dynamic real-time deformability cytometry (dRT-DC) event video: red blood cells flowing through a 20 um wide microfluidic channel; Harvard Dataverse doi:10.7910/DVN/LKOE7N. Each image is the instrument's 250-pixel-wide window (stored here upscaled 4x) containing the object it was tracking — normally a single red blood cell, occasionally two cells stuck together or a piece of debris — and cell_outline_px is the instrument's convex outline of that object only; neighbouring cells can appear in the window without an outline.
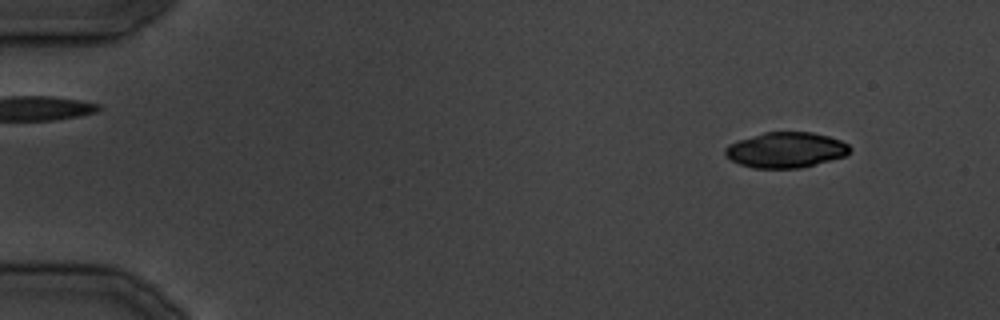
{"species": "common noctule bat (a hibernating species)", "species_latin": "Nyctalus noctula", "temperature_condition": "cold", "stored_images_in_passage": 17, "camera_frame_rate_fps": 3000, "um_per_image_px": 0.085, "animal": {"sex": "male", "body_mass_g": 19.5, "forearm_length_mm": 54.6}, "frame": {"image": 1, "passage_image": 3, "time_ms": 2.333, "image_size_px": [1000, 320], "cell_outline_px": [[852, 152], [848, 156], [800, 168], [752, 168], [740, 164], [724, 156], [724, 148], [728, 144], [736, 140], [764, 132], [812, 132], [828, 136], [840, 140], [848, 144], [852, 148]], "centroid_in_image_um": [66.81, 12.75], "position_along_channel_um": 18.2, "area_um2": 26.18}}
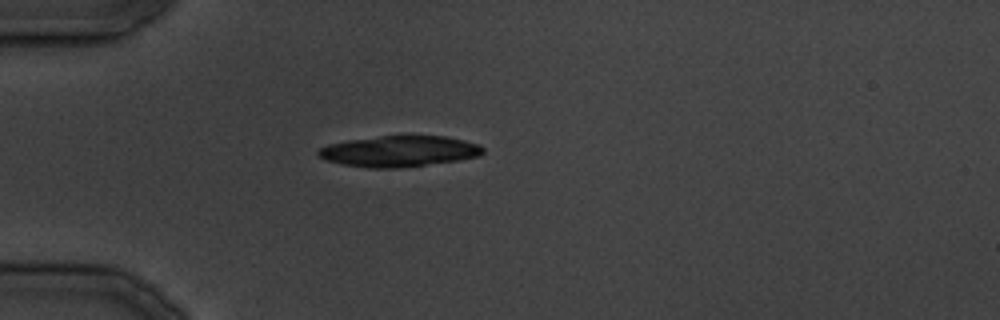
{"frame": {"image": 2, "passage_image": 9, "time_ms": 10.333, "image_size_px": [1000, 320], "cell_outline_px": [[484, 152], [480, 156], [460, 160], [396, 168], [368, 168], [344, 164], [328, 160], [320, 156], [316, 152], [320, 148], [328, 144], [348, 140], [400, 132], [448, 136], [480, 144], [484, 148]], "centroid_in_image_um": [34.0, 12.8], "position_along_channel_um": 51.0, "area_um2": 30.75}}